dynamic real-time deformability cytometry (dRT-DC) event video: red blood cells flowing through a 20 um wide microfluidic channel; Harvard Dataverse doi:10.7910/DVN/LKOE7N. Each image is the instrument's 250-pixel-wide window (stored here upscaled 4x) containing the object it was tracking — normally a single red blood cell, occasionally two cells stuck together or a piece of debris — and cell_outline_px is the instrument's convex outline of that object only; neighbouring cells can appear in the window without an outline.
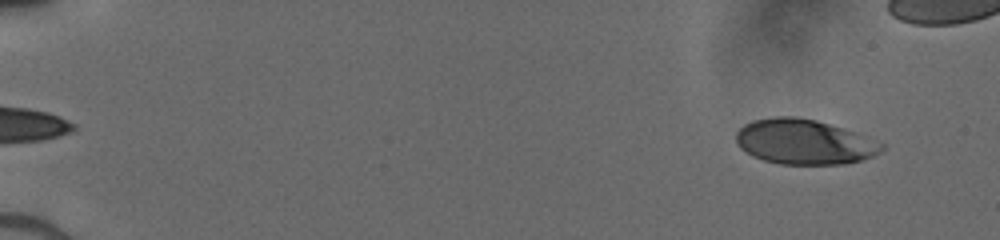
{"species": "human", "species_latin": "Homo sapiens", "temperature_condition": "cold", "stored_images_in_passage": 48, "camera_frame_rate_fps": 3000, "um_per_image_px": 0.085, "donor": {"sex": "male"}, "frame": {"image": 1, "passage_image": 4, "time_ms": 1.0, "image_size_px": [1000, 240], "cell_outline_px": [[884, 148], [880, 152], [872, 156], [860, 160], [844, 164], [780, 164], [764, 160], [752, 156], [740, 148], [736, 140], [736, 132], [744, 124], [752, 120], [772, 116], [796, 116], [816, 120], [852, 132], [884, 144]], "centroid_in_image_um": [68.29, 12.05], "position_along_channel_um": 16.7, "area_um2": 37.92}}
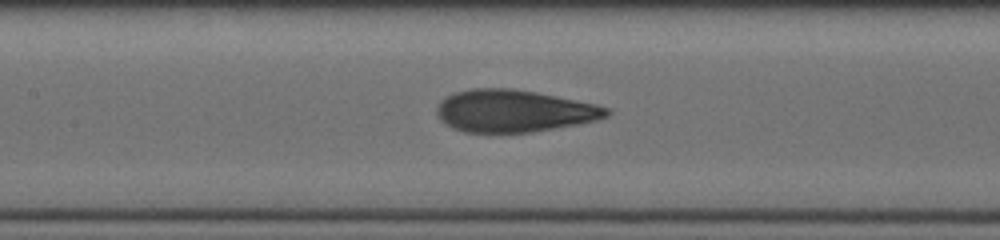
{"frame": {"image": 2, "passage_image": 26, "time_ms": 8.333, "image_size_px": [1000, 240], "cell_outline_px": [[612, 112], [608, 116], [596, 120], [580, 124], [532, 132], [464, 132], [452, 128], [444, 124], [440, 120], [436, 112], [436, 108], [440, 100], [452, 92], [472, 88], [512, 88], [536, 92], [596, 104], [608, 108]], "centroid_in_image_um": [43.65, 9.43], "position_along_channel_um": 163.8, "area_um2": 42.08}}
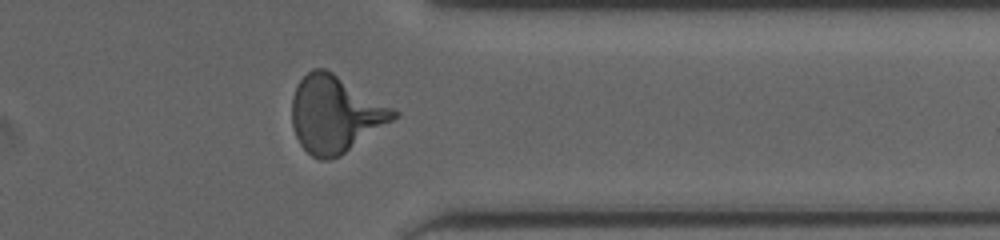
{"frame": {"image": 3, "passage_image": 42, "time_ms": 13.667, "image_size_px": [1000, 240], "cell_outline_px": [[400, 112], [392, 120], [340, 156], [328, 160], [320, 160], [312, 156], [300, 144], [296, 136], [292, 124], [292, 96], [296, 84], [312, 68], [324, 68], [332, 72]], "centroid_in_image_um": [28.45, 9.7], "position_along_channel_um": 383.0, "area_um2": 44.91}}